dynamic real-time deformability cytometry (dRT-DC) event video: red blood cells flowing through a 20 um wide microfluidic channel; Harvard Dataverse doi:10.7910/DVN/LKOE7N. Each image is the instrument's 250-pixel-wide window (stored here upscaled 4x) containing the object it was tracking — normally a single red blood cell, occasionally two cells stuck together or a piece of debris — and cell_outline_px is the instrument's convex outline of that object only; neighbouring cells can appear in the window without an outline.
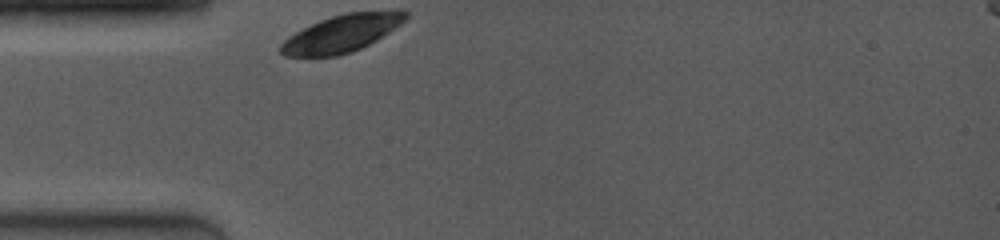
{"species": "common noctule bat (a hibernating species)", "species_latin": "Nyctalus noctula", "temperature_condition": "room temperature", "stored_images_in_passage": 46, "camera_frame_rate_fps": 4000, "um_per_image_px": 0.085, "animal": {"sex": "female", "body_mass_g": 19.0, "forearm_length_mm": 53.3}, "frame": {"image": 1, "passage_image": 1, "time_ms": 0.0, "image_size_px": [1000, 240], "cell_outline_px": [[408, 16], [400, 24], [376, 40], [360, 48], [336, 56], [284, 56], [280, 52], [280, 44], [284, 40], [296, 32], [320, 20], [344, 12], [408, 12]], "centroid_in_image_um": [28.98, 2.86], "position_along_channel_um": 56.0, "area_um2": 26.24}}
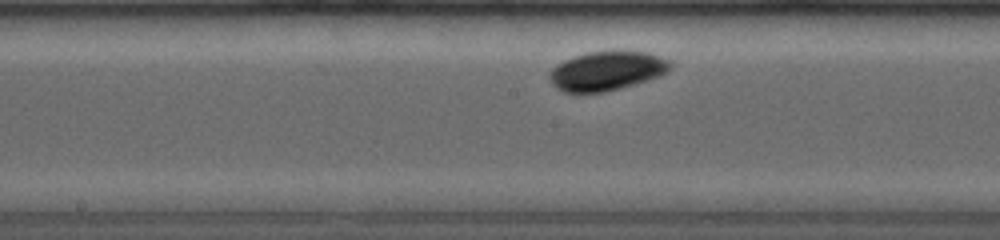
{"frame": {"image": 2, "passage_image": 16, "time_ms": 4.0, "image_size_px": [1000, 240], "cell_outline_px": [[672, 64], [664, 72], [656, 76], [632, 84], [604, 92], [564, 92], [552, 84], [548, 76], [552, 68], [564, 60], [588, 52], [612, 48], [628, 48], [648, 52], [672, 60]], "centroid_in_image_um": [51.58, 5.95], "position_along_channel_um": 196.6, "area_um2": 27.92}}
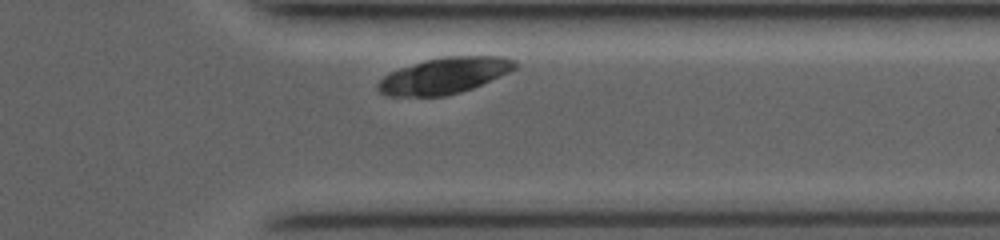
{"frame": {"image": 3, "passage_image": 39, "time_ms": 8.75, "image_size_px": [1000, 240], "cell_outline_px": [[516, 68], [508, 72], [472, 88], [460, 92], [444, 96], [388, 96], [380, 92], [376, 84], [384, 76], [400, 68], [428, 60], [444, 56], [504, 56], [516, 60]], "centroid_in_image_um": [37.78, 6.43], "position_along_channel_um": 373.6, "area_um2": 28.44}, "authors_computed_cell_mechanics": {"area_um2": 27.744, "velocity_mm_per_s": 3.7114, "shape_relaxation_time_tau1_ms": 8.66, "shape_relaxation_time_tau2_ms": null, "deformation_change_tau1": 0.2668, "deformation_change_tau2": null}}